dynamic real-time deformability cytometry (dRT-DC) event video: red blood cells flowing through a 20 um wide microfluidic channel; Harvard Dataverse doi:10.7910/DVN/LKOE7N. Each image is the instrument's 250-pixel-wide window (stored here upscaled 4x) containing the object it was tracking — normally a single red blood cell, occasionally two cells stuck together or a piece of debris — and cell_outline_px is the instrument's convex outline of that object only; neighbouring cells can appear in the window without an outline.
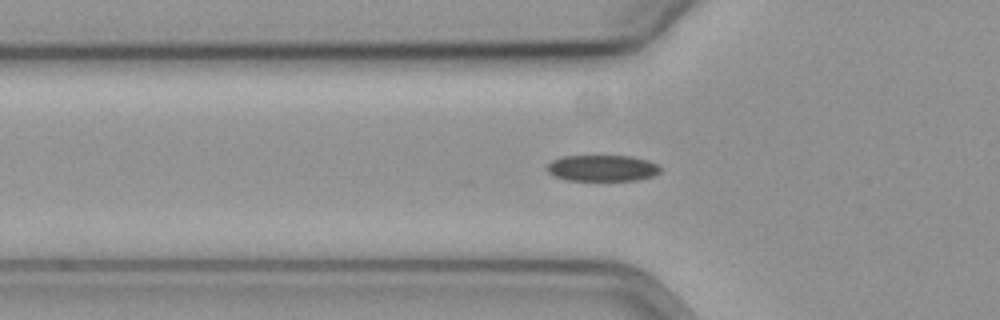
{"species": "common noctule bat (a hibernating species)", "species_latin": "Nyctalus noctula", "temperature_condition": "cold", "stored_images_in_passage": 48, "camera_frame_rate_fps": 3000, "um_per_image_px": 0.085, "animal": {"sex": "female", "body_mass_g": 19.3, "forearm_length_mm": 54.1}, "frame": {"image": 1, "passage_image": 14, "time_ms": 4.333, "image_size_px": [1000, 320], "cell_outline_px": [[660, 172], [652, 176], [636, 180], [564, 180], [552, 176], [548, 172], [548, 164], [552, 160], [564, 156], [632, 156], [648, 160], [656, 164], [660, 168]], "centroid_in_image_um": [51.17, 14.29], "position_along_channel_um": 74.6, "area_um2": 17.28}}
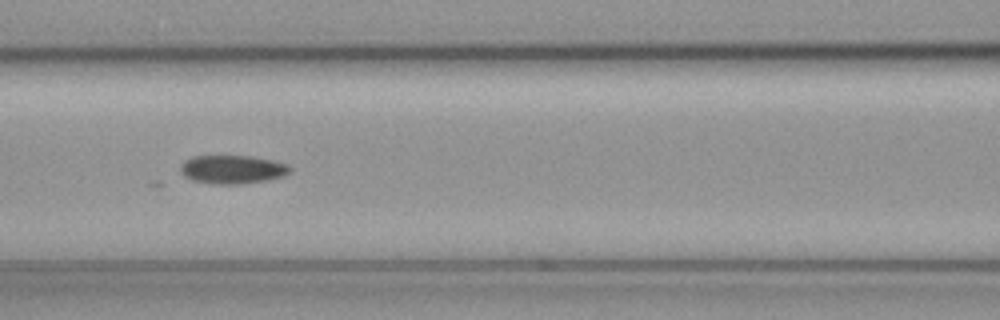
{"frame": {"image": 2, "passage_image": 20, "time_ms": 6.333, "image_size_px": [1000, 320], "cell_outline_px": [[292, 168], [284, 176], [264, 180], [240, 184], [212, 184], [192, 180], [184, 176], [180, 172], [180, 164], [184, 160], [192, 156], [252, 156], [272, 160], [288, 164]], "centroid_in_image_um": [19.71, 14.39], "position_along_channel_um": 146.9, "area_um2": 18.26}}
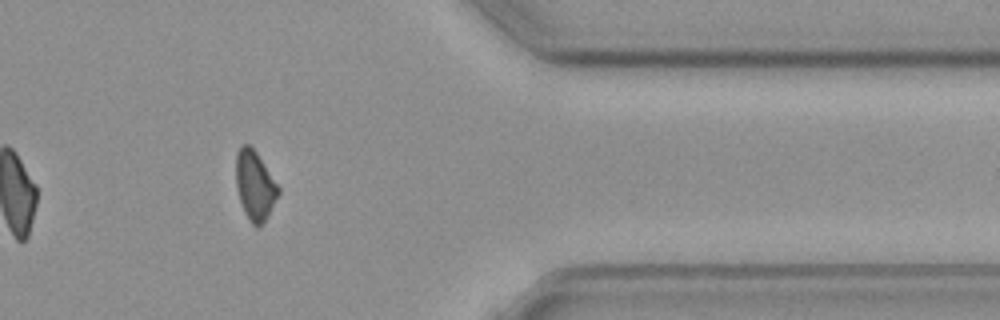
{"frame": {"image": 3, "passage_image": 42, "time_ms": 13.667, "image_size_px": [1000, 320], "cell_outline_px": [[280, 192], [268, 216], [256, 228], [248, 220], [244, 212], [236, 188], [236, 152], [244, 144], [248, 144], [256, 152], [280, 188]], "centroid_in_image_um": [21.66, 15.78], "position_along_channel_um": 389.7, "area_um2": 16.94}, "authors_computed_cell_mechanics": {"area_um2": 18.3226, "velocity_mm_per_s": 3.5749, "shape_relaxation_time_tau1_ms": 3.5261, "shape_relaxation_time_tau2_ms": null, "deformation_change_tau1": 0.0897, "deformation_change_tau2": null}}